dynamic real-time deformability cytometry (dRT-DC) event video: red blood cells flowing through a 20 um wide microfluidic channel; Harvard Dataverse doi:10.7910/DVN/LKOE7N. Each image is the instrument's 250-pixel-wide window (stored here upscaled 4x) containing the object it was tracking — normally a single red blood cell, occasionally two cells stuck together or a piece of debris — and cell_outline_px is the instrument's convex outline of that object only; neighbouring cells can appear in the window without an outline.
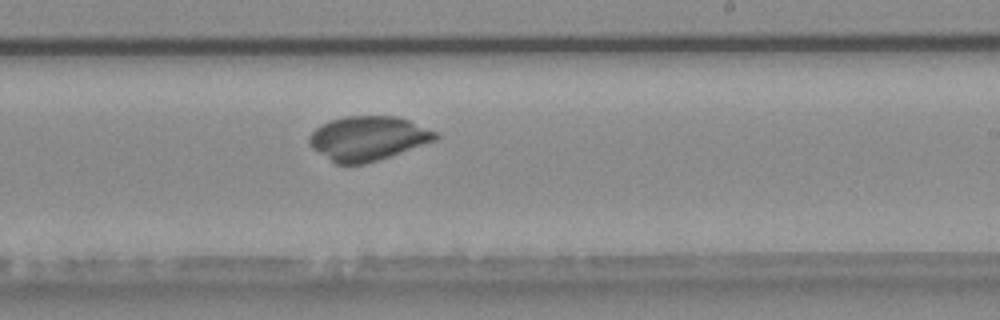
{"species": "common noctule bat (a hibernating species)", "species_latin": "Nyctalus noctula", "temperature_condition": "warm", "stored_images_in_passage": 37, "camera_frame_rate_fps": 3000, "um_per_image_px": 0.085, "animal": {"sex": "male", "body_mass_g": 20.4}, "frame": {"image": 1, "passage_image": 16, "time_ms": 5.0, "image_size_px": [1000, 320], "cell_outline_px": [[440, 136], [436, 140], [364, 164], [336, 164], [312, 148], [308, 144], [308, 136], [320, 124], [344, 116], [396, 116], [408, 120], [440, 132]], "centroid_in_image_um": [31.27, 11.74], "position_along_channel_um": 257.7, "area_um2": 32.48}}
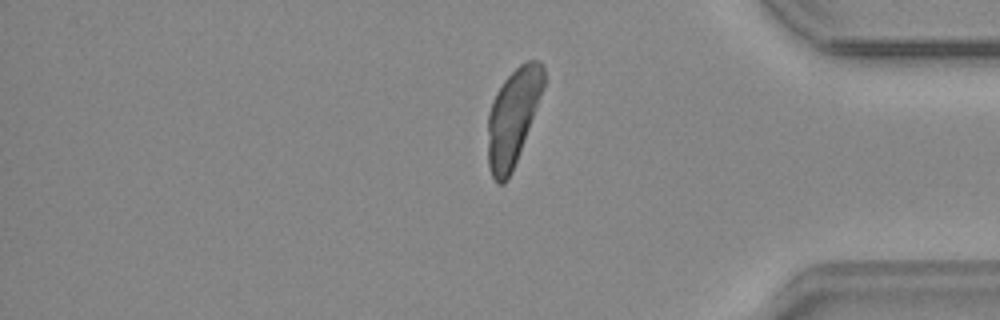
{"frame": {"image": 2, "passage_image": 28, "time_ms": 9.0, "image_size_px": [1000, 320], "cell_outline_px": [[544, 88], [512, 172], [504, 184], [496, 184], [488, 168], [488, 112], [492, 100], [496, 92], [504, 80], [520, 64], [528, 60], [540, 60], [544, 64]], "centroid_in_image_um": [43.59, 9.94], "position_along_channel_um": 391.6, "area_um2": 31.44}}
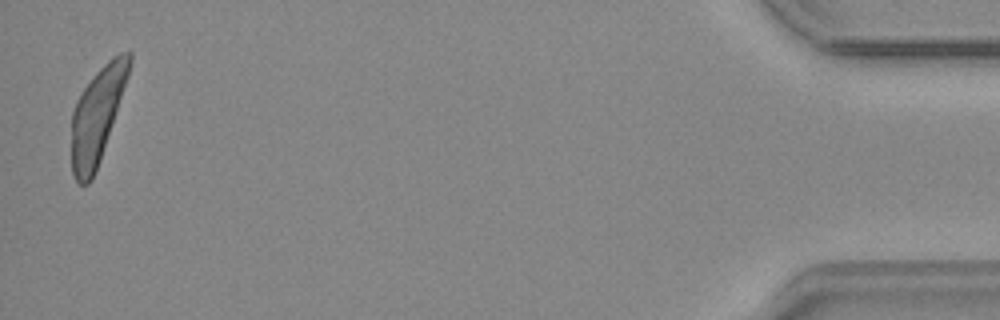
{"frame": {"image": 3, "passage_image": 36, "time_ms": 11.667, "image_size_px": [1000, 320], "cell_outline_px": [[132, 60], [128, 76], [96, 172], [92, 180], [88, 184], [80, 184], [72, 176], [72, 112], [76, 100], [92, 76], [112, 56], [120, 52], [132, 52]], "centroid_in_image_um": [8.25, 9.79], "position_along_channel_um": 427.0, "area_um2": 31.62}}